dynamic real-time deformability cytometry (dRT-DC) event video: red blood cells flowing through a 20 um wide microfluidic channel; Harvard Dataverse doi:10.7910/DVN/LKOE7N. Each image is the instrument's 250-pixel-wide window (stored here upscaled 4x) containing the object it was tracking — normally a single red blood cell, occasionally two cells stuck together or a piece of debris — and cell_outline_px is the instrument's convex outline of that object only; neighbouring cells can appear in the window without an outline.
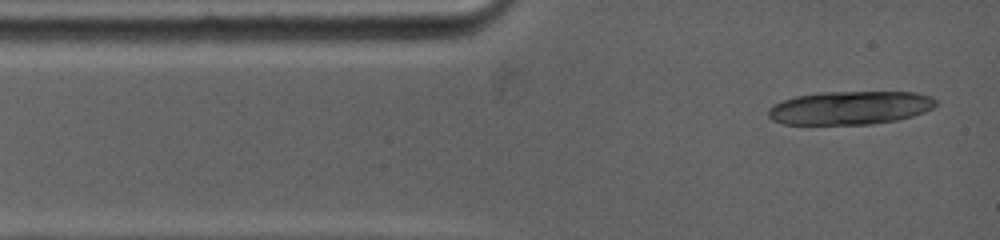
{"species": "common noctule bat (a hibernating species)", "species_latin": "Nyctalus noctula", "temperature_condition": "warm", "stored_images_in_passage": 6, "camera_frame_rate_fps": 5000, "um_per_image_px": 0.085, "animal": {"sex": "female", "body_mass_g": 19.0, "forearm_length_mm": 53.3}, "frame": {"image": 1, "passage_image": 3, "time_ms": 0.2, "image_size_px": [1000, 240], "cell_outline_px": [[936, 104], [932, 108], [924, 112], [912, 116], [896, 120], [872, 124], [784, 124], [772, 120], [768, 116], [768, 108], [772, 104], [796, 96], [820, 92], [916, 92], [932, 96], [936, 100]], "centroid_in_image_um": [72.24, 9.16], "position_along_channel_um": 12.8, "area_um2": 32.71}}